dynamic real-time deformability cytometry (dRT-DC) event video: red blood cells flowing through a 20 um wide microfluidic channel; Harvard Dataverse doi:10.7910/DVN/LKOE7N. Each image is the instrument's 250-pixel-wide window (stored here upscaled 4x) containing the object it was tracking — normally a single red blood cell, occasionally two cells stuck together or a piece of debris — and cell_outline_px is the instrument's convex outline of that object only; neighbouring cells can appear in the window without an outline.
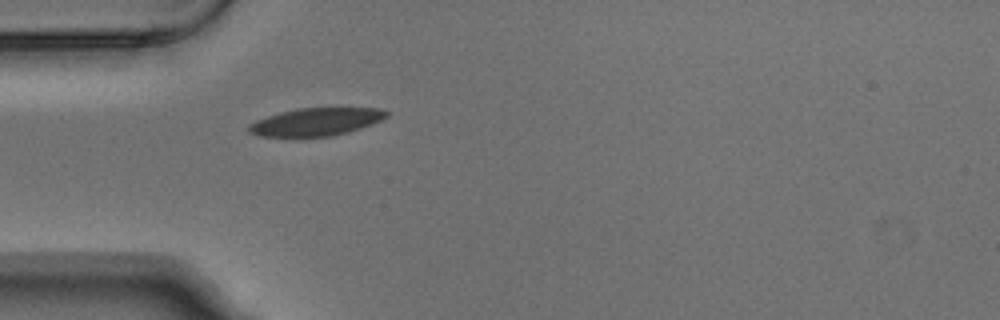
{"species": "Egyptian fruit bat (a non-hibernating species)", "species_latin": "Rousettus aegyptiacus", "temperature_condition": "warm", "stored_images_in_passage": 1, "camera_frame_rate_fps": 3000, "um_per_image_px": 0.085, "animal": {"sex": "male"}, "frame": {"image": 1, "passage_image": 1, "time_ms": 0.0, "image_size_px": [1000, 320], "cell_outline_px": [[388, 116], [380, 120], [360, 128], [348, 132], [332, 136], [260, 136], [248, 132], [248, 124], [256, 120], [280, 112], [296, 108], [380, 108], [388, 112]], "centroid_in_image_um": [26.84, 10.35], "position_along_channel_um": 58.2, "area_um2": 22.08}}